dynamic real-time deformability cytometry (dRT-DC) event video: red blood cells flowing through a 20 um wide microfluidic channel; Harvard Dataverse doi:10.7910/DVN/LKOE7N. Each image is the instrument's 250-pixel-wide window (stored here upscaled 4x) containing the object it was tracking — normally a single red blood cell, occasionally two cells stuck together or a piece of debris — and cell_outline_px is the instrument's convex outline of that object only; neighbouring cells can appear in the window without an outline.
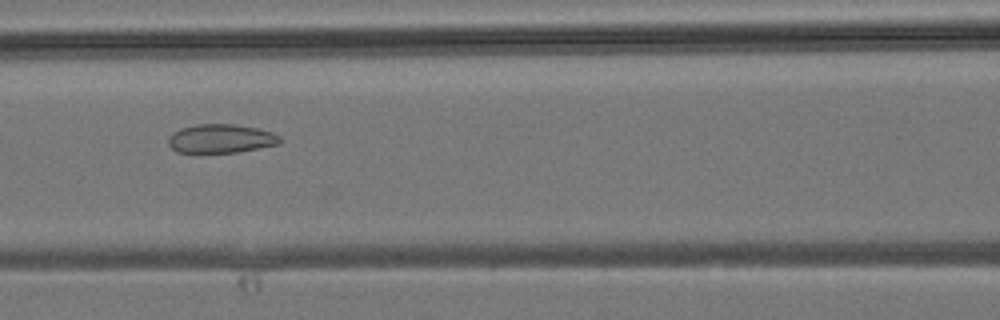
{"species": "common noctule bat (a hibernating species)", "species_latin": "Nyctalus noctula", "temperature_condition": "room temperature", "stored_images_in_passage": 41, "camera_frame_rate_fps": 3000, "um_per_image_px": 0.085, "animal": {"sex": "male", "body_mass_g": 19.2, "forearm_length_mm": 51.8}, "frame": {"image": 1, "passage_image": 18, "time_ms": 5.667, "image_size_px": [1000, 320], "cell_outline_px": [[284, 140], [280, 144], [236, 152], [176, 152], [168, 144], [168, 136], [172, 132], [180, 128], [196, 124], [232, 124], [260, 128], [272, 132], [280, 136]], "centroid_in_image_um": [18.79, 11.77], "position_along_channel_um": 147.8, "area_um2": 18.9}}
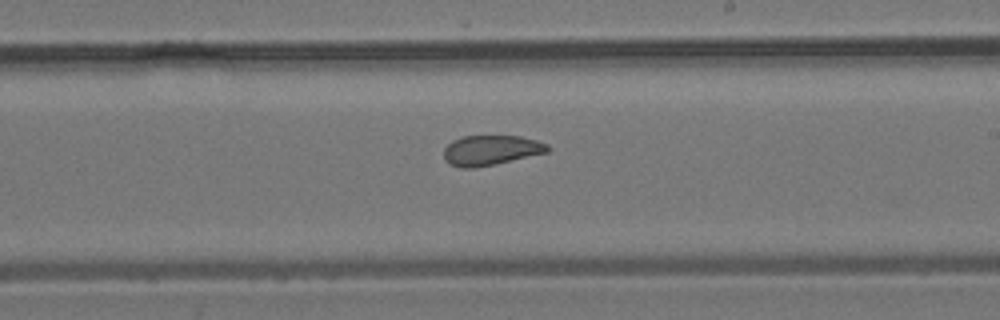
{"frame": {"image": 2, "passage_image": 24, "time_ms": 7.667, "image_size_px": [1000, 320], "cell_outline_px": [[552, 148], [548, 152], [496, 164], [472, 168], [460, 168], [444, 160], [444, 148], [452, 140], [460, 136], [520, 136], [536, 140], [548, 144]], "centroid_in_image_um": [41.73, 12.76], "position_along_channel_um": 247.3, "area_um2": 18.26}}
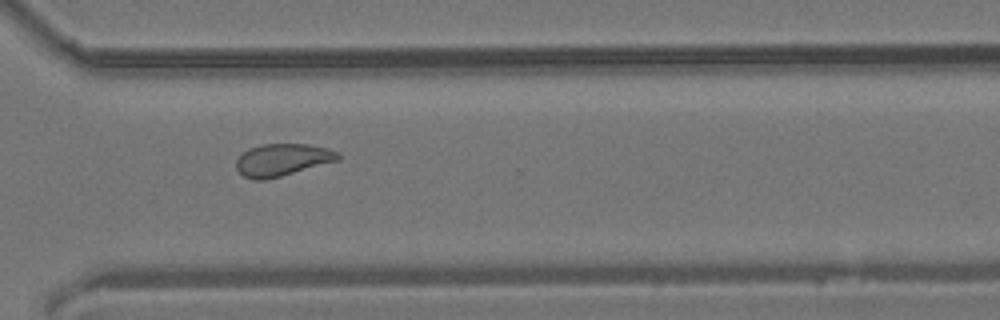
{"frame": {"image": 3, "passage_image": 30, "time_ms": 9.667, "image_size_px": [1000, 320], "cell_outline_px": [[340, 160], [280, 176], [264, 180], [252, 180], [244, 176], [236, 168], [236, 160], [248, 148], [264, 144], [308, 144], [328, 148], [336, 152], [340, 156]], "centroid_in_image_um": [23.99, 13.58], "position_along_channel_um": 346.6, "area_um2": 19.02}}